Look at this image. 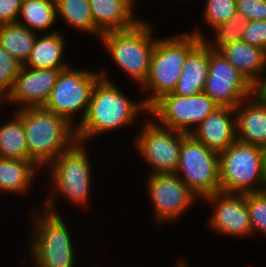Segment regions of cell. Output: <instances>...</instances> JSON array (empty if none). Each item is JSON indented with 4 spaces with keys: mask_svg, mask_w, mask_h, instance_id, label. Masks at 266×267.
I'll return each instance as SVG.
<instances>
[{
    "mask_svg": "<svg viewBox=\"0 0 266 267\" xmlns=\"http://www.w3.org/2000/svg\"><path fill=\"white\" fill-rule=\"evenodd\" d=\"M21 14L25 22L23 24L22 21L18 20V24L32 31L47 30L57 17L55 0H30L22 2Z\"/></svg>",
    "mask_w": 266,
    "mask_h": 267,
    "instance_id": "cell-25",
    "label": "cell"
},
{
    "mask_svg": "<svg viewBox=\"0 0 266 267\" xmlns=\"http://www.w3.org/2000/svg\"><path fill=\"white\" fill-rule=\"evenodd\" d=\"M17 114L22 119L29 158L37 167L53 162L77 142L72 124L44 107L21 108Z\"/></svg>",
    "mask_w": 266,
    "mask_h": 267,
    "instance_id": "cell-1",
    "label": "cell"
},
{
    "mask_svg": "<svg viewBox=\"0 0 266 267\" xmlns=\"http://www.w3.org/2000/svg\"><path fill=\"white\" fill-rule=\"evenodd\" d=\"M250 104L235 108L237 141L266 148V105L252 97ZM237 112V114H236Z\"/></svg>",
    "mask_w": 266,
    "mask_h": 267,
    "instance_id": "cell-19",
    "label": "cell"
},
{
    "mask_svg": "<svg viewBox=\"0 0 266 267\" xmlns=\"http://www.w3.org/2000/svg\"><path fill=\"white\" fill-rule=\"evenodd\" d=\"M80 142H76L67 151L60 154L52 166L51 178L54 183V191L62 192V195L72 202L85 204L89 196L91 169L85 150Z\"/></svg>",
    "mask_w": 266,
    "mask_h": 267,
    "instance_id": "cell-10",
    "label": "cell"
},
{
    "mask_svg": "<svg viewBox=\"0 0 266 267\" xmlns=\"http://www.w3.org/2000/svg\"><path fill=\"white\" fill-rule=\"evenodd\" d=\"M264 152H265V161H266V148L264 149Z\"/></svg>",
    "mask_w": 266,
    "mask_h": 267,
    "instance_id": "cell-37",
    "label": "cell"
},
{
    "mask_svg": "<svg viewBox=\"0 0 266 267\" xmlns=\"http://www.w3.org/2000/svg\"><path fill=\"white\" fill-rule=\"evenodd\" d=\"M26 68L21 66L7 99L23 103L22 108L43 107L61 70Z\"/></svg>",
    "mask_w": 266,
    "mask_h": 267,
    "instance_id": "cell-14",
    "label": "cell"
},
{
    "mask_svg": "<svg viewBox=\"0 0 266 267\" xmlns=\"http://www.w3.org/2000/svg\"><path fill=\"white\" fill-rule=\"evenodd\" d=\"M104 74L93 87L84 119L75 128L77 142L129 124L141 109L148 112L144 102L137 105L128 100Z\"/></svg>",
    "mask_w": 266,
    "mask_h": 267,
    "instance_id": "cell-2",
    "label": "cell"
},
{
    "mask_svg": "<svg viewBox=\"0 0 266 267\" xmlns=\"http://www.w3.org/2000/svg\"><path fill=\"white\" fill-rule=\"evenodd\" d=\"M56 12L66 22L85 32L95 33L89 0H55Z\"/></svg>",
    "mask_w": 266,
    "mask_h": 267,
    "instance_id": "cell-26",
    "label": "cell"
},
{
    "mask_svg": "<svg viewBox=\"0 0 266 267\" xmlns=\"http://www.w3.org/2000/svg\"><path fill=\"white\" fill-rule=\"evenodd\" d=\"M101 74L87 70H72L66 68L60 71L50 96L43 106L45 109L59 115L72 124L73 115L84 110V119L87 112L92 90Z\"/></svg>",
    "mask_w": 266,
    "mask_h": 267,
    "instance_id": "cell-8",
    "label": "cell"
},
{
    "mask_svg": "<svg viewBox=\"0 0 266 267\" xmlns=\"http://www.w3.org/2000/svg\"><path fill=\"white\" fill-rule=\"evenodd\" d=\"M0 158L31 160L22 119L17 113L15 119L0 127Z\"/></svg>",
    "mask_w": 266,
    "mask_h": 267,
    "instance_id": "cell-24",
    "label": "cell"
},
{
    "mask_svg": "<svg viewBox=\"0 0 266 267\" xmlns=\"http://www.w3.org/2000/svg\"><path fill=\"white\" fill-rule=\"evenodd\" d=\"M241 40L266 51V20L247 21Z\"/></svg>",
    "mask_w": 266,
    "mask_h": 267,
    "instance_id": "cell-31",
    "label": "cell"
},
{
    "mask_svg": "<svg viewBox=\"0 0 266 267\" xmlns=\"http://www.w3.org/2000/svg\"><path fill=\"white\" fill-rule=\"evenodd\" d=\"M148 181L158 221L177 218L197 197L177 173H152Z\"/></svg>",
    "mask_w": 266,
    "mask_h": 267,
    "instance_id": "cell-13",
    "label": "cell"
},
{
    "mask_svg": "<svg viewBox=\"0 0 266 267\" xmlns=\"http://www.w3.org/2000/svg\"><path fill=\"white\" fill-rule=\"evenodd\" d=\"M210 49L201 41L187 56L173 94L191 96L203 92L209 73Z\"/></svg>",
    "mask_w": 266,
    "mask_h": 267,
    "instance_id": "cell-18",
    "label": "cell"
},
{
    "mask_svg": "<svg viewBox=\"0 0 266 267\" xmlns=\"http://www.w3.org/2000/svg\"><path fill=\"white\" fill-rule=\"evenodd\" d=\"M36 166L32 160L0 158V190L23 193L34 179Z\"/></svg>",
    "mask_w": 266,
    "mask_h": 267,
    "instance_id": "cell-22",
    "label": "cell"
},
{
    "mask_svg": "<svg viewBox=\"0 0 266 267\" xmlns=\"http://www.w3.org/2000/svg\"><path fill=\"white\" fill-rule=\"evenodd\" d=\"M204 13L210 26H218L237 14L236 0H207Z\"/></svg>",
    "mask_w": 266,
    "mask_h": 267,
    "instance_id": "cell-29",
    "label": "cell"
},
{
    "mask_svg": "<svg viewBox=\"0 0 266 267\" xmlns=\"http://www.w3.org/2000/svg\"><path fill=\"white\" fill-rule=\"evenodd\" d=\"M179 171L184 174L181 180L197 197L220 192L219 153L191 134L182 139L176 173Z\"/></svg>",
    "mask_w": 266,
    "mask_h": 267,
    "instance_id": "cell-7",
    "label": "cell"
},
{
    "mask_svg": "<svg viewBox=\"0 0 266 267\" xmlns=\"http://www.w3.org/2000/svg\"><path fill=\"white\" fill-rule=\"evenodd\" d=\"M247 19L239 14L233 16L229 21L225 23H221L218 26H213L216 30V46L211 47L204 37L202 36V42L211 50V51H219L221 48L234 43L236 41H240L242 39V32L244 31L245 25L247 23Z\"/></svg>",
    "mask_w": 266,
    "mask_h": 267,
    "instance_id": "cell-27",
    "label": "cell"
},
{
    "mask_svg": "<svg viewBox=\"0 0 266 267\" xmlns=\"http://www.w3.org/2000/svg\"><path fill=\"white\" fill-rule=\"evenodd\" d=\"M21 4V0H0V25L17 23Z\"/></svg>",
    "mask_w": 266,
    "mask_h": 267,
    "instance_id": "cell-33",
    "label": "cell"
},
{
    "mask_svg": "<svg viewBox=\"0 0 266 267\" xmlns=\"http://www.w3.org/2000/svg\"><path fill=\"white\" fill-rule=\"evenodd\" d=\"M151 29L140 20L131 28L108 31L99 36L114 61L141 84L147 79L157 41L150 38Z\"/></svg>",
    "mask_w": 266,
    "mask_h": 267,
    "instance_id": "cell-5",
    "label": "cell"
},
{
    "mask_svg": "<svg viewBox=\"0 0 266 267\" xmlns=\"http://www.w3.org/2000/svg\"><path fill=\"white\" fill-rule=\"evenodd\" d=\"M234 110L233 107L220 106L197 125V129L190 134L209 149L217 153L224 151L237 140L236 117L233 120L229 116Z\"/></svg>",
    "mask_w": 266,
    "mask_h": 267,
    "instance_id": "cell-16",
    "label": "cell"
},
{
    "mask_svg": "<svg viewBox=\"0 0 266 267\" xmlns=\"http://www.w3.org/2000/svg\"><path fill=\"white\" fill-rule=\"evenodd\" d=\"M252 232L263 231L266 234V190L245 194Z\"/></svg>",
    "mask_w": 266,
    "mask_h": 267,
    "instance_id": "cell-28",
    "label": "cell"
},
{
    "mask_svg": "<svg viewBox=\"0 0 266 267\" xmlns=\"http://www.w3.org/2000/svg\"><path fill=\"white\" fill-rule=\"evenodd\" d=\"M177 267H188L183 262H180V264Z\"/></svg>",
    "mask_w": 266,
    "mask_h": 267,
    "instance_id": "cell-36",
    "label": "cell"
},
{
    "mask_svg": "<svg viewBox=\"0 0 266 267\" xmlns=\"http://www.w3.org/2000/svg\"><path fill=\"white\" fill-rule=\"evenodd\" d=\"M203 91L219 106L236 108L252 97V84L219 51L210 50L209 73Z\"/></svg>",
    "mask_w": 266,
    "mask_h": 267,
    "instance_id": "cell-11",
    "label": "cell"
},
{
    "mask_svg": "<svg viewBox=\"0 0 266 267\" xmlns=\"http://www.w3.org/2000/svg\"><path fill=\"white\" fill-rule=\"evenodd\" d=\"M252 96L266 105V79L262 81L258 79L252 85Z\"/></svg>",
    "mask_w": 266,
    "mask_h": 267,
    "instance_id": "cell-34",
    "label": "cell"
},
{
    "mask_svg": "<svg viewBox=\"0 0 266 267\" xmlns=\"http://www.w3.org/2000/svg\"><path fill=\"white\" fill-rule=\"evenodd\" d=\"M64 38L60 33L50 32L41 38L35 39L33 48L23 66L38 69L64 70L68 68L61 64L64 50Z\"/></svg>",
    "mask_w": 266,
    "mask_h": 267,
    "instance_id": "cell-21",
    "label": "cell"
},
{
    "mask_svg": "<svg viewBox=\"0 0 266 267\" xmlns=\"http://www.w3.org/2000/svg\"><path fill=\"white\" fill-rule=\"evenodd\" d=\"M53 198H48L46 208L36 218L32 252L36 267H73L74 250L70 233L57 212L52 208Z\"/></svg>",
    "mask_w": 266,
    "mask_h": 267,
    "instance_id": "cell-6",
    "label": "cell"
},
{
    "mask_svg": "<svg viewBox=\"0 0 266 267\" xmlns=\"http://www.w3.org/2000/svg\"><path fill=\"white\" fill-rule=\"evenodd\" d=\"M22 64L0 45V87L9 94Z\"/></svg>",
    "mask_w": 266,
    "mask_h": 267,
    "instance_id": "cell-30",
    "label": "cell"
},
{
    "mask_svg": "<svg viewBox=\"0 0 266 267\" xmlns=\"http://www.w3.org/2000/svg\"><path fill=\"white\" fill-rule=\"evenodd\" d=\"M236 10L248 21L266 20V0H236Z\"/></svg>",
    "mask_w": 266,
    "mask_h": 267,
    "instance_id": "cell-32",
    "label": "cell"
},
{
    "mask_svg": "<svg viewBox=\"0 0 266 267\" xmlns=\"http://www.w3.org/2000/svg\"><path fill=\"white\" fill-rule=\"evenodd\" d=\"M143 127L135 141L144 160L154 167L153 174L176 173L182 139L186 134L163 129L152 121H147Z\"/></svg>",
    "mask_w": 266,
    "mask_h": 267,
    "instance_id": "cell-12",
    "label": "cell"
},
{
    "mask_svg": "<svg viewBox=\"0 0 266 267\" xmlns=\"http://www.w3.org/2000/svg\"><path fill=\"white\" fill-rule=\"evenodd\" d=\"M89 1L95 32L99 35L108 31L131 28L139 21L133 17V0Z\"/></svg>",
    "mask_w": 266,
    "mask_h": 267,
    "instance_id": "cell-17",
    "label": "cell"
},
{
    "mask_svg": "<svg viewBox=\"0 0 266 267\" xmlns=\"http://www.w3.org/2000/svg\"><path fill=\"white\" fill-rule=\"evenodd\" d=\"M36 39L35 32L18 23L0 25V45L22 65L26 62Z\"/></svg>",
    "mask_w": 266,
    "mask_h": 267,
    "instance_id": "cell-23",
    "label": "cell"
},
{
    "mask_svg": "<svg viewBox=\"0 0 266 267\" xmlns=\"http://www.w3.org/2000/svg\"><path fill=\"white\" fill-rule=\"evenodd\" d=\"M201 37V32L194 30L192 34L185 33L156 41L149 73L142 84L143 88L151 89L153 93L144 101L148 108L161 96L173 92L188 54L202 41Z\"/></svg>",
    "mask_w": 266,
    "mask_h": 267,
    "instance_id": "cell-3",
    "label": "cell"
},
{
    "mask_svg": "<svg viewBox=\"0 0 266 267\" xmlns=\"http://www.w3.org/2000/svg\"><path fill=\"white\" fill-rule=\"evenodd\" d=\"M204 198L213 204L217 202L216 211L210 221L215 230L232 236L252 232L245 194L220 191Z\"/></svg>",
    "mask_w": 266,
    "mask_h": 267,
    "instance_id": "cell-15",
    "label": "cell"
},
{
    "mask_svg": "<svg viewBox=\"0 0 266 267\" xmlns=\"http://www.w3.org/2000/svg\"><path fill=\"white\" fill-rule=\"evenodd\" d=\"M219 52L252 85L261 78L259 75L266 68V51L242 40L226 45Z\"/></svg>",
    "mask_w": 266,
    "mask_h": 267,
    "instance_id": "cell-20",
    "label": "cell"
},
{
    "mask_svg": "<svg viewBox=\"0 0 266 267\" xmlns=\"http://www.w3.org/2000/svg\"><path fill=\"white\" fill-rule=\"evenodd\" d=\"M6 92L0 87V105H2V99L5 95L8 97V94H5ZM3 96V97H2Z\"/></svg>",
    "mask_w": 266,
    "mask_h": 267,
    "instance_id": "cell-35",
    "label": "cell"
},
{
    "mask_svg": "<svg viewBox=\"0 0 266 267\" xmlns=\"http://www.w3.org/2000/svg\"><path fill=\"white\" fill-rule=\"evenodd\" d=\"M220 106L204 91L191 96L167 93L156 100L148 112L169 129L190 134L191 124L199 125Z\"/></svg>",
    "mask_w": 266,
    "mask_h": 267,
    "instance_id": "cell-9",
    "label": "cell"
},
{
    "mask_svg": "<svg viewBox=\"0 0 266 267\" xmlns=\"http://www.w3.org/2000/svg\"><path fill=\"white\" fill-rule=\"evenodd\" d=\"M219 171L221 192L246 194L266 190V161L262 147L236 140L219 153ZM254 184L255 188L251 187Z\"/></svg>",
    "mask_w": 266,
    "mask_h": 267,
    "instance_id": "cell-4",
    "label": "cell"
}]
</instances>
